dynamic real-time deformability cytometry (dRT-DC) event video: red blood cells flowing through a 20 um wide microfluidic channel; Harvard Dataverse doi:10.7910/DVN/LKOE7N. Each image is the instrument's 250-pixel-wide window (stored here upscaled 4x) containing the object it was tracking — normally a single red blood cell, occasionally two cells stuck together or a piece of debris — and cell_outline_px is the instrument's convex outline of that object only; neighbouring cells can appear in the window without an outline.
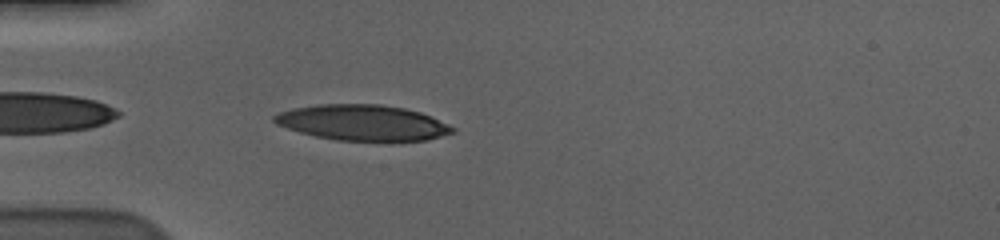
{"species": "human", "species_latin": "Homo sapiens", "temperature_condition": "cold", "stored_images_in_passage": 40, "camera_frame_rate_fps": 3000, "um_per_image_px": 0.085, "donor": {"sex": "male"}, "frame": {"image": 1, "passage_image": 2, "time_ms": 0.333, "image_size_px": [1000, 240], "cell_outline_px": [[456, 132], [428, 140], [336, 140], [316, 136], [300, 132], [276, 124], [272, 120], [272, 116], [280, 112], [292, 108], [316, 104], [380, 104], [404, 108], [420, 112], [456, 128]], "centroid_in_image_um": [30.8, 10.41], "position_along_channel_um": 54.2, "area_um2": 36.82}}
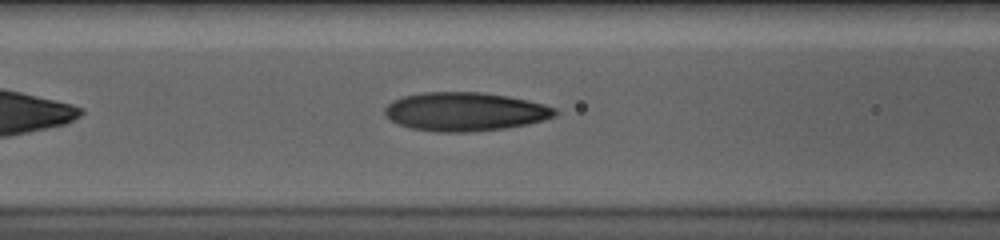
{"frame": {"image": 2, "passage_image": 9, "time_ms": 2.667, "image_size_px": [1000, 240], "cell_outline_px": [[560, 112], [556, 116], [544, 120], [528, 124], [504, 128], [472, 132], [436, 132], [412, 128], [400, 124], [384, 116], [384, 108], [392, 100], [404, 96], [424, 92], [480, 92], [508, 96], [528, 100], [544, 104], [556, 108]], "centroid_in_image_um": [39.55, 9.49], "position_along_channel_um": 127.0, "area_um2": 38.55}}
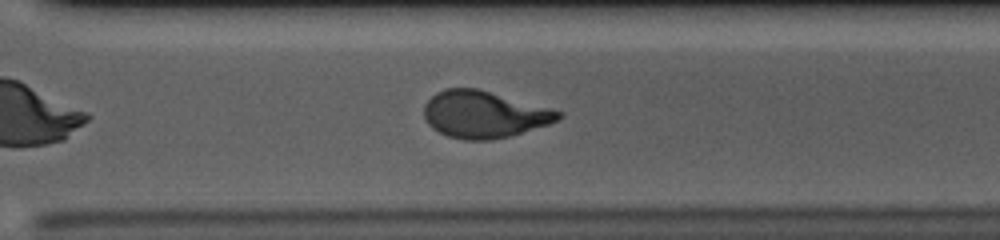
{"frame": {"image": 3, "passage_image": 26, "time_ms": 8.333, "image_size_px": [1000, 240], "cell_outline_px": [[564, 116], [560, 120], [512, 136], [492, 140], [464, 140], [448, 136], [432, 128], [428, 124], [424, 116], [424, 104], [436, 92], [444, 88], [476, 88], [564, 112]], "centroid_in_image_um": [41.15, 9.73], "position_along_channel_um": 329.5, "area_um2": 36.76}, "authors_computed_cell_mechanics": {"area_um2": 37.1654, "velocity_mm_per_s": 3.5849, "shape_relaxation_time_tau1_ms": 6.5477, "shape_relaxation_time_tau2_ms": 1.3748, "deformation_change_tau1": 0.2481, "deformation_change_tau2": 0.0837}}